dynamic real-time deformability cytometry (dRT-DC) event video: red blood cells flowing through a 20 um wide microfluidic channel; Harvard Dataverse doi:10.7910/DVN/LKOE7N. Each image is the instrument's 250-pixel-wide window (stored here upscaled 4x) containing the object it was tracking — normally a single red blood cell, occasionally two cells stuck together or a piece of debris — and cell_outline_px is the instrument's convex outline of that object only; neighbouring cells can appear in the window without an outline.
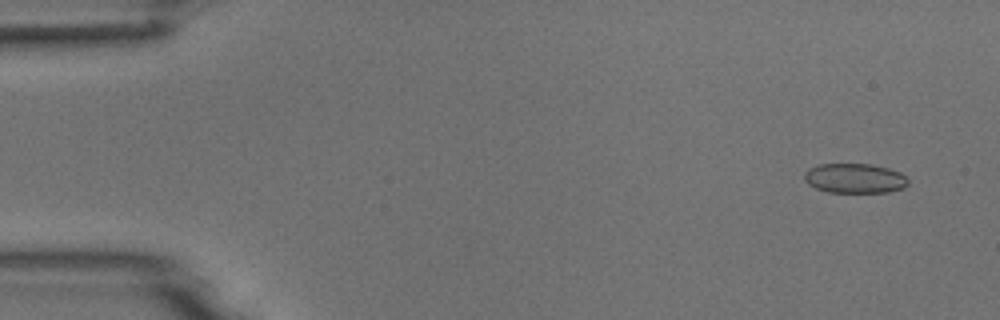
{"species": "common noctule bat (a hibernating species)", "species_latin": "Nyctalus noctula", "temperature_condition": "room temperature", "stored_images_in_passage": 6, "camera_frame_rate_fps": 3000, "um_per_image_px": 0.085, "animal": {"sex": "male", "body_mass_g": 18.8}, "frame": {"image": 1, "passage_image": 2, "time_ms": 0.333, "image_size_px": [1000, 320], "cell_outline_px": [[908, 184], [904, 188], [888, 192], [828, 192], [816, 188], [808, 184], [804, 180], [804, 172], [808, 168], [820, 164], [872, 164], [888, 168], [900, 172], [908, 180]], "centroid_in_image_um": [72.64, 15.15], "position_along_channel_um": 12.4, "area_um2": 18.03}}
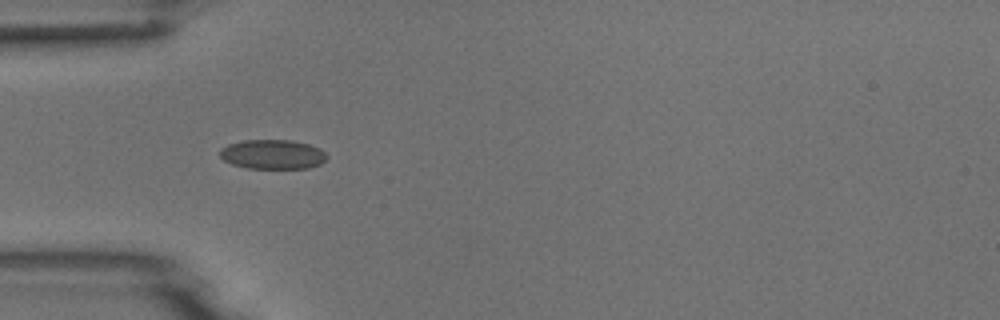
{"frame": {"image": 2, "passage_image": 5, "time_ms": 1.333, "image_size_px": [1000, 320], "cell_outline_px": [[328, 156], [320, 164], [308, 168], [248, 168], [232, 164], [224, 160], [220, 156], [220, 148], [228, 144], [244, 140], [292, 140], [308, 144], [320, 148]], "centroid_in_image_um": [23.17, 13.11], "position_along_channel_um": 61.8, "area_um2": 18.32}}
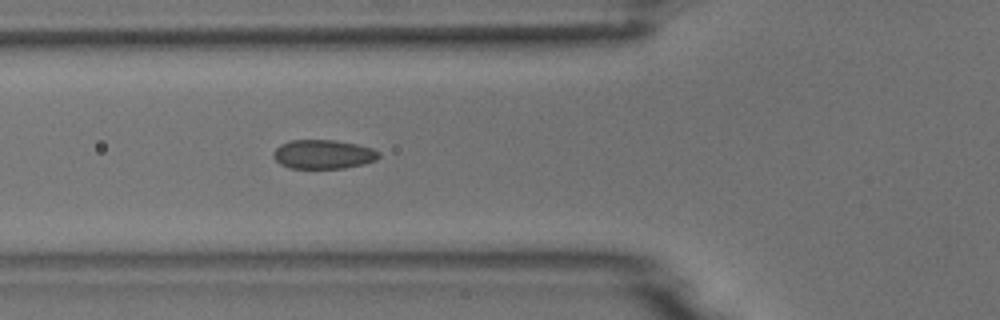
{"frame": {"image": 3, "passage_image": 6, "time_ms": 1.667, "image_size_px": [1000, 320], "cell_outline_px": [[380, 156], [376, 160], [364, 164], [344, 168], [288, 168], [280, 164], [272, 156], [272, 152], [280, 144], [292, 140], [332, 140], [356, 144], [372, 148], [380, 152]], "centroid_in_image_um": [27.46, 13.12], "position_along_channel_um": 98.3, "area_um2": 17.92}}